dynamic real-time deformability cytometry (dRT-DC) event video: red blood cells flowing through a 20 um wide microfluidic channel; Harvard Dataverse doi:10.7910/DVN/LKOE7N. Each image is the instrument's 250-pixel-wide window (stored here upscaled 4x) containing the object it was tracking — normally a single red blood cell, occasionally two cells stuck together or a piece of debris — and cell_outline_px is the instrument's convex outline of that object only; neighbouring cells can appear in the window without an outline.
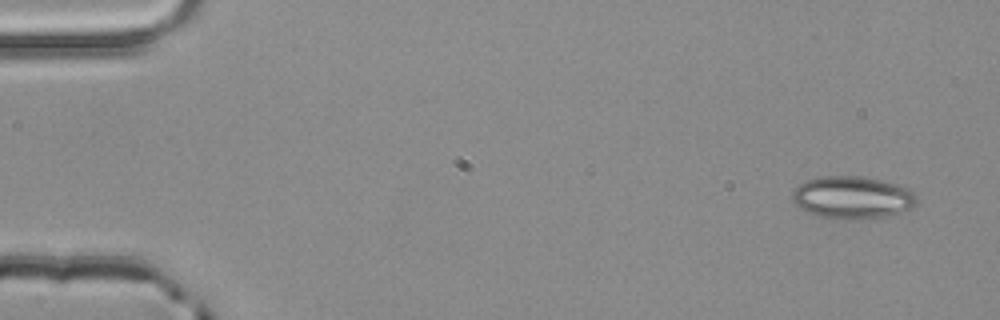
{"species": "common noctule bat (a hibernating species)", "species_latin": "Nyctalus noctula", "temperature_condition": "room temperature", "stored_images_in_passage": 5, "segment_of_instrument_passage": [2, 2], "camera_frame_rate_fps": 3000, "um_per_image_px": 0.085, "animal": {"sex": "male", "body_mass_g": 20.4}, "frame": {"image": 1, "passage_image": 5, "time_ms": 1.333, "image_size_px": [1000, 320], "cell_outline_px": [[916, 204], [912, 208], [884, 216], [836, 220], [820, 216], [808, 212], [800, 208], [792, 200], [792, 192], [804, 180], [820, 176], [860, 176], [880, 180], [904, 188], [912, 192], [916, 196]], "centroid_in_image_um": [72.38, 16.78], "position_along_channel_um": 12.6, "area_um2": 30.35}}